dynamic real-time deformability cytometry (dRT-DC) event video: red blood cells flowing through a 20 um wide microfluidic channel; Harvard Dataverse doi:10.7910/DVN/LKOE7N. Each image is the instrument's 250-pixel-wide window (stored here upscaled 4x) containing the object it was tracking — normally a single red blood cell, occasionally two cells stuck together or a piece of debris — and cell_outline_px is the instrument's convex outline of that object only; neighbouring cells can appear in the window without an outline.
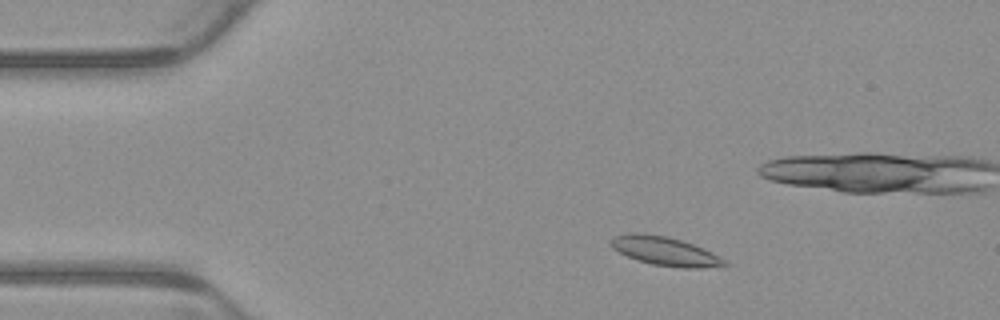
{"species": "common noctule bat (a hibernating species)", "species_latin": "Nyctalus noctula", "temperature_condition": "warm", "stored_images_in_passage": 7, "camera_frame_rate_fps": 3000, "um_per_image_px": 0.085, "animal": {"sex": "male", "body_mass_g": 23.1, "forearm_length_mm": 52.7}, "frame": {"image": 1, "passage_image": 2, "time_ms": 0.333, "image_size_px": [1000, 320], "cell_outline_px": [[732, 264], [728, 268], [684, 268], [652, 264], [636, 260], [612, 248], [608, 244], [616, 236], [628, 232], [644, 232], [668, 236], [704, 248], [712, 252]], "centroid_in_image_um": [56.62, 21.36], "position_along_channel_um": 28.4, "area_um2": 19.59}}
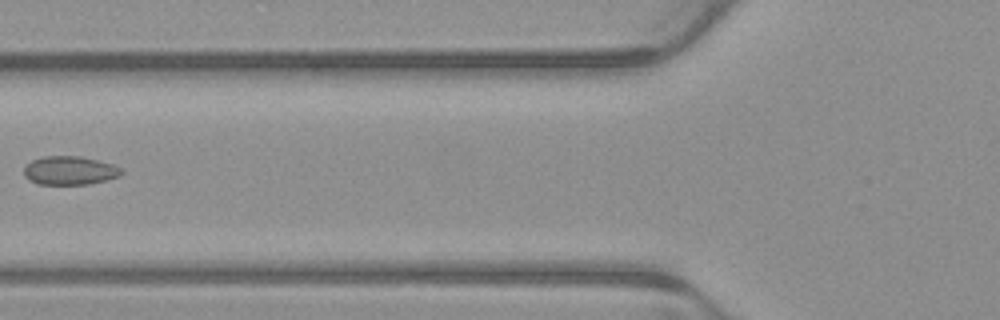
{"frame": {"image": 2, "passage_image": 7, "time_ms": 2.0, "image_size_px": [1000, 320], "cell_outline_px": [[124, 172], [120, 176], [88, 184], [36, 184], [28, 180], [24, 176], [24, 164], [40, 156], [80, 156], [112, 164], [120, 168]], "centroid_in_image_um": [5.87, 14.49], "position_along_channel_um": 119.9, "area_um2": 16.36}}